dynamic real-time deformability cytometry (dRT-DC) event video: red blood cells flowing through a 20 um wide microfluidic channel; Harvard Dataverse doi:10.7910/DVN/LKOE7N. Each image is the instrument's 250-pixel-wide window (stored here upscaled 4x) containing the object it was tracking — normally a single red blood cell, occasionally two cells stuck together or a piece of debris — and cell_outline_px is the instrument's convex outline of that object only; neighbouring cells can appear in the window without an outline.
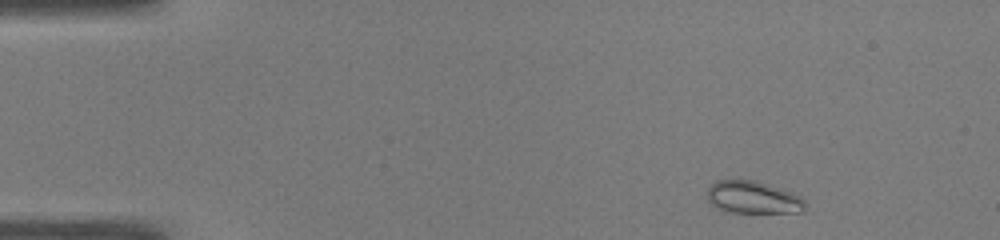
{"species": "common noctule bat (a hibernating species)", "species_latin": "Nyctalus noctula", "temperature_condition": "warm", "stored_images_in_passage": 46, "camera_frame_rate_fps": 3000, "um_per_image_px": 0.085, "animal": {"sex": "male", "body_mass_g": 19.0, "forearm_length_mm": 50.8}, "frame": {"image": 1, "passage_image": 2, "time_ms": 0.333, "image_size_px": [1000, 240], "cell_outline_px": [[804, 212], [724, 212], [716, 208], [708, 200], [708, 188], [716, 180], [756, 180], [792, 192], [800, 196], [804, 200]], "centroid_in_image_um": [63.99, 16.78], "position_along_channel_um": 21.0, "area_um2": 18.5}}
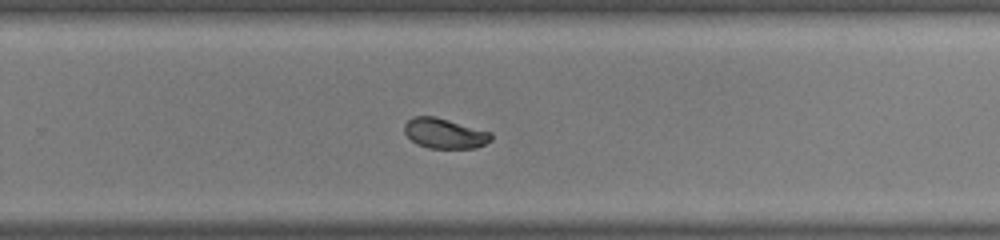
{"frame": {"image": 2, "passage_image": 29, "time_ms": 9.333, "image_size_px": [1000, 240], "cell_outline_px": [[492, 140], [476, 148], [428, 148], [416, 144], [404, 132], [404, 124], [412, 116], [436, 116], [492, 132]], "centroid_in_image_um": [37.8, 11.33], "position_along_channel_um": 292.0, "area_um2": 15.37}}
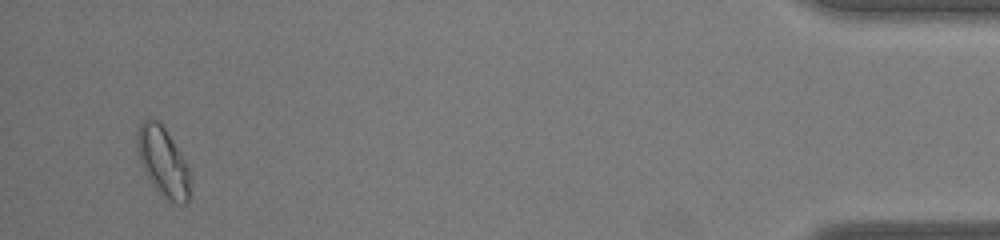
{"frame": {"image": 3, "passage_image": 44, "time_ms": 14.333, "image_size_px": [1000, 240], "cell_outline_px": [[188, 204], [176, 204], [160, 192], [148, 180], [140, 160], [136, 148], [136, 132], [140, 124], [144, 120], [156, 120], [164, 128], [188, 164]], "centroid_in_image_um": [13.83, 13.74], "position_along_channel_um": 421.4, "area_um2": 20.87}, "authors_computed_cell_mechanics": {"area_um2": 16.6753, "velocity_mm_per_s": 4.0531, "shape_relaxation_time_tau1_ms": 3.1073, "shape_relaxation_time_tau2_ms": 0.98, "deformation_change_tau1": 0.138, "deformation_change_tau2": 0.0444}}